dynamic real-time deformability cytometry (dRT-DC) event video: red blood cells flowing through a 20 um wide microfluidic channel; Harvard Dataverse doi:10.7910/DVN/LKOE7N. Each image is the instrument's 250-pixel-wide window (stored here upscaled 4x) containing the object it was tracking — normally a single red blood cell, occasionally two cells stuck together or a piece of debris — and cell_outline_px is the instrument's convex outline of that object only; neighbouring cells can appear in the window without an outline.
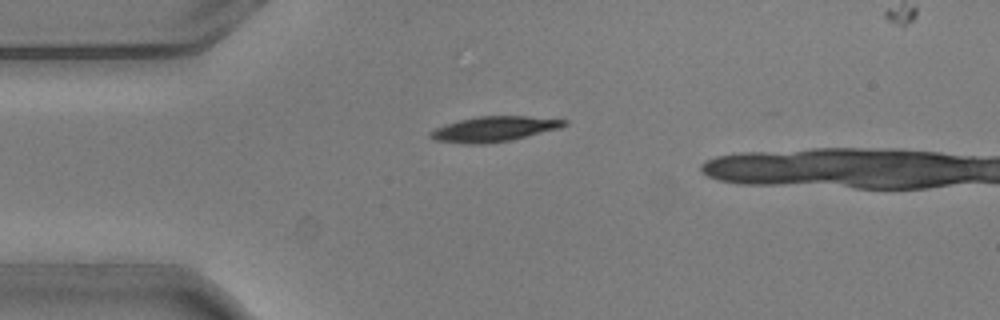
{"species": "common noctule bat (a hibernating species)", "species_latin": "Nyctalus noctula", "temperature_condition": "warm", "stored_images_in_passage": 5, "camera_frame_rate_fps": 3000, "um_per_image_px": 0.085, "animal": {"sex": "male", "body_mass_g": 20.5, "forearm_length_mm": 52.5}, "frame": {"image": 1, "passage_image": 5, "time_ms": 1.333, "image_size_px": [1000, 320], "cell_outline_px": [[568, 124], [560, 128], [508, 140], [484, 144], [464, 144], [436, 140], [428, 136], [428, 132], [436, 128], [460, 120], [480, 116], [528, 116], [568, 120]], "centroid_in_image_um": [41.99, 10.96], "position_along_channel_um": 43.0, "area_um2": 19.36}}